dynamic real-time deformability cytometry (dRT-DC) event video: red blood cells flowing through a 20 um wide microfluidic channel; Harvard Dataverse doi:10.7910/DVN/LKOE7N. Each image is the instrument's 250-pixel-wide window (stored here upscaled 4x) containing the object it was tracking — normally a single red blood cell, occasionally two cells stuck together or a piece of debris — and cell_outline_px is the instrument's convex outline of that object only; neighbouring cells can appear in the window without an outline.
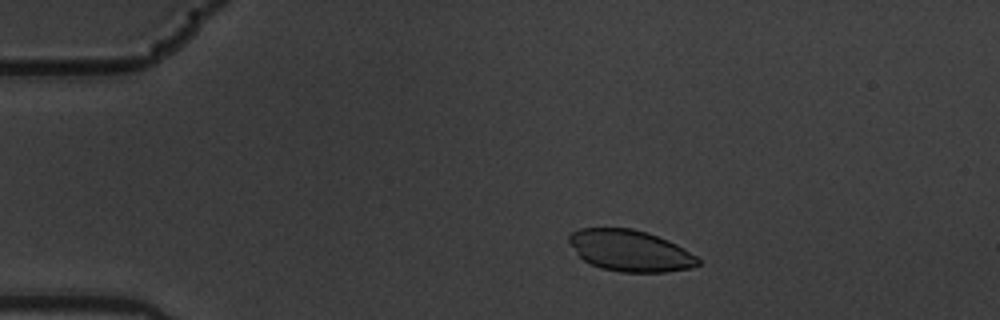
{"species": "common noctule bat (a hibernating species)", "species_latin": "Nyctalus noctula", "temperature_condition": "warm", "stored_images_in_passage": 3, "camera_frame_rate_fps": 3000, "um_per_image_px": 0.085, "animal": {"sex": "male", "body_mass_g": 19.5, "forearm_length_mm": 54.6}, "frame": {"image": 1, "passage_image": 2, "time_ms": 0.333, "image_size_px": [1000, 320], "cell_outline_px": [[700, 264], [692, 268], [668, 272], [620, 272], [600, 268], [584, 260], [568, 244], [568, 236], [572, 232], [580, 228], [632, 228], [648, 232], [668, 240], [676, 244], [696, 256], [700, 260]], "centroid_in_image_um": [53.56, 21.31], "position_along_channel_um": 31.4, "area_um2": 31.21}}